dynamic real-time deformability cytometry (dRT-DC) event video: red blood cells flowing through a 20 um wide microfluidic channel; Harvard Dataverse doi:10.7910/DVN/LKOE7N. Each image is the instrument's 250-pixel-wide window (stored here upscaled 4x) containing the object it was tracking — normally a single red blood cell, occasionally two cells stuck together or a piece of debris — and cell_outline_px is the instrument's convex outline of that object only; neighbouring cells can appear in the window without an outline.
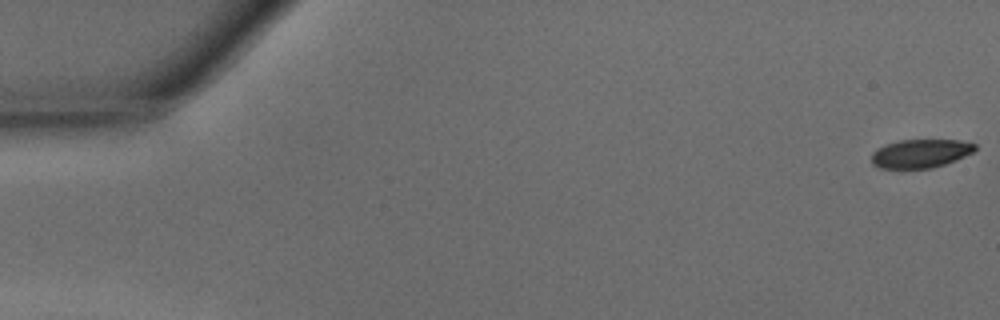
{"species": "common noctule bat (a hibernating species)", "species_latin": "Nyctalus noctula", "temperature_condition": "warm", "stored_images_in_passage": 48, "camera_frame_rate_fps": 3000, "um_per_image_px": 0.085, "animal": {"sex": "male", "body_mass_g": 15.6}, "frame": {"image": 1, "passage_image": 1, "time_ms": 0.0, "image_size_px": [1000, 320], "cell_outline_px": [[976, 148], [972, 152], [956, 160], [932, 168], [880, 168], [872, 164], [872, 152], [888, 144], [900, 140], [960, 140], [976, 144]], "centroid_in_image_um": [78.25, 13.05], "position_along_channel_um": 6.7, "area_um2": 16.99}}
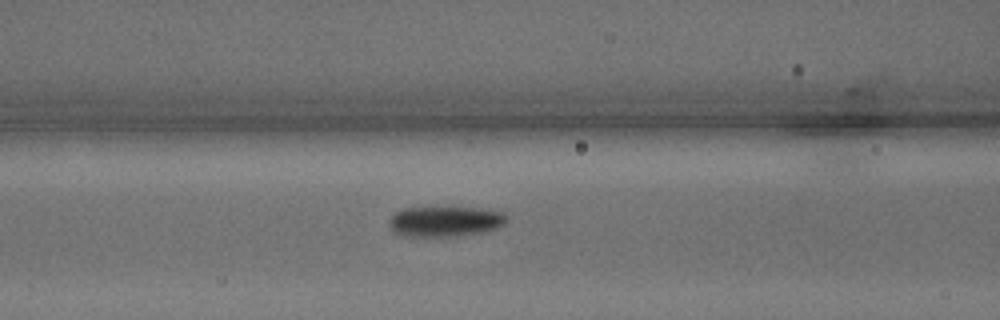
{"frame": {"image": 2, "passage_image": 20, "time_ms": 6.333, "image_size_px": [1000, 320], "cell_outline_px": [[508, 220], [504, 224], [496, 228], [484, 232], [452, 236], [400, 236], [392, 232], [388, 224], [388, 220], [400, 208], [476, 208], [500, 212], [508, 216]], "centroid_in_image_um": [37.78, 18.83], "position_along_channel_um": 128.8, "area_um2": 20.75}}
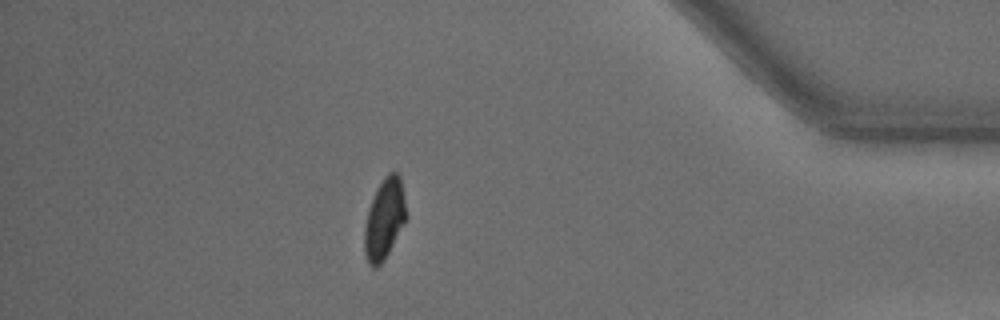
{"frame": {"image": 3, "passage_image": 42, "time_ms": 13.667, "image_size_px": [1000, 320], "cell_outline_px": [[408, 216], [384, 260], [376, 268], [372, 268], [368, 264], [364, 252], [364, 228], [368, 208], [376, 188], [384, 176], [388, 172], [396, 172], [400, 176]], "centroid_in_image_um": [32.66, 18.6], "position_along_channel_um": 402.5, "area_um2": 19.83}, "authors_computed_cell_mechanics": {"area_um2": 19.941, "velocity_mm_per_s": 4.2864, "shape_relaxation_time_tau1_ms": 2.1264, "shape_relaxation_time_tau2_ms": 1.5093, "deformation_change_tau1": 0.1422, "deformation_change_tau2": 0.051}}